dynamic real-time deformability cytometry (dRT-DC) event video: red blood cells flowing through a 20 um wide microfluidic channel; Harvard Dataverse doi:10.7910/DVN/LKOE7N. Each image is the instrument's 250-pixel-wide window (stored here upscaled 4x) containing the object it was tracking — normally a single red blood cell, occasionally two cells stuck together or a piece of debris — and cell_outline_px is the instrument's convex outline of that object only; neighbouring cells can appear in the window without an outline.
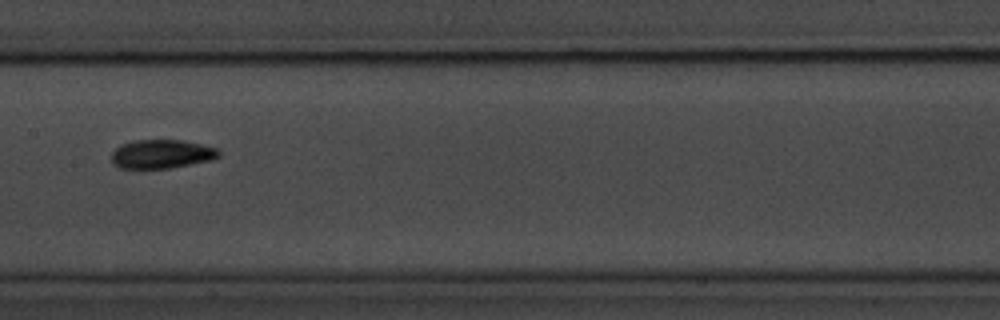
{"species": "common noctule bat (a hibernating species)", "species_latin": "Nyctalus noctula", "temperature_condition": "room temperature", "stored_images_in_passage": 8, "camera_frame_rate_fps": 3000, "um_per_image_px": 0.085, "animal": {"sex": "male", "body_mass_g": 20.1, "forearm_length_mm": 53.5}, "frame": {"image": 1, "passage_image": 7, "time_ms": 7.667, "image_size_px": [1000, 320], "cell_outline_px": [[220, 156], [212, 160], [172, 168], [120, 168], [112, 164], [112, 152], [120, 144], [132, 140], [184, 140], [216, 148], [220, 152]], "centroid_in_image_um": [13.73, 13.09], "position_along_channel_um": 193.7, "area_um2": 18.15}}